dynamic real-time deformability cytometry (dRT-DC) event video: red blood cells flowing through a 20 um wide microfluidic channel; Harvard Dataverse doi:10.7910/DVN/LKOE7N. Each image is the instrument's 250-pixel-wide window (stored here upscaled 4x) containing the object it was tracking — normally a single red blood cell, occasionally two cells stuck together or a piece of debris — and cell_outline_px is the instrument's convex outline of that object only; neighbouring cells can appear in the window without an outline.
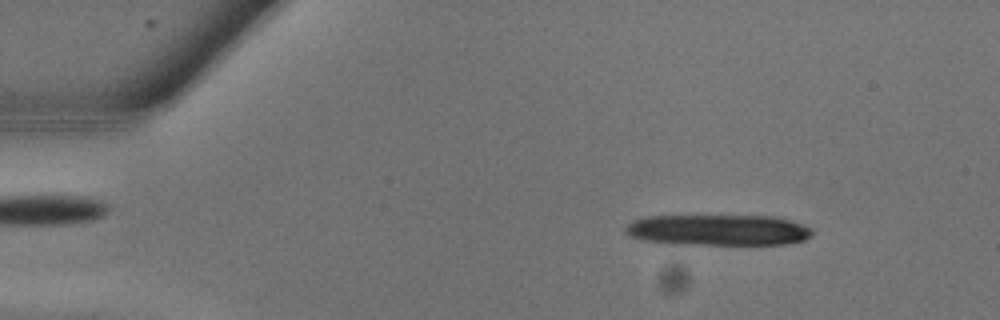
{"species": "common noctule bat (a hibernating species)", "species_latin": "Nyctalus noctula", "temperature_condition": "warm", "stored_images_in_passage": 17, "camera_frame_rate_fps": 3000, "um_per_image_px": 0.085, "animal": {"sex": "male", "body_mass_g": 13.3}, "frame": {"image": 1, "passage_image": 3, "time_ms": 0.667, "image_size_px": [1000, 320], "cell_outline_px": [[812, 236], [804, 240], [788, 244], [668, 244], [648, 240], [632, 236], [624, 232], [624, 228], [632, 220], [648, 216], [776, 216], [812, 228]], "centroid_in_image_um": [61.05, 19.55], "position_along_channel_um": 24.0, "area_um2": 33.64}}
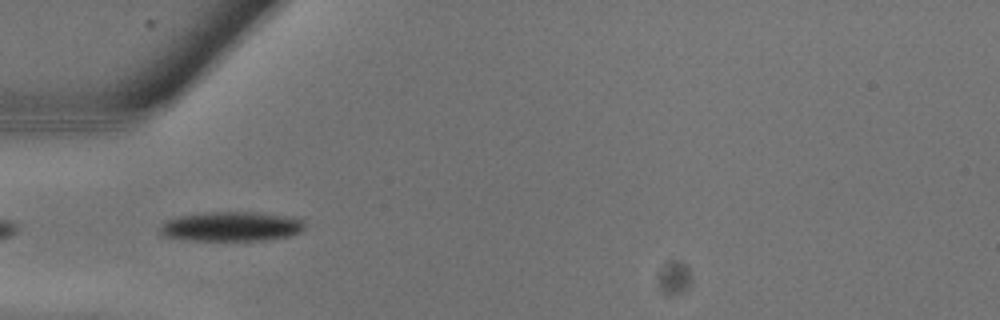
{"frame": {"image": 2, "passage_image": 8, "time_ms": 2.333, "image_size_px": [1000, 320], "cell_outline_px": [[304, 228], [300, 232], [292, 236], [268, 240], [180, 240], [164, 236], [156, 232], [160, 224], [168, 220], [180, 216], [204, 212], [256, 212], [284, 216], [300, 220], [304, 224]], "centroid_in_image_um": [19.58, 19.26], "position_along_channel_um": 65.4, "area_um2": 25.09}}
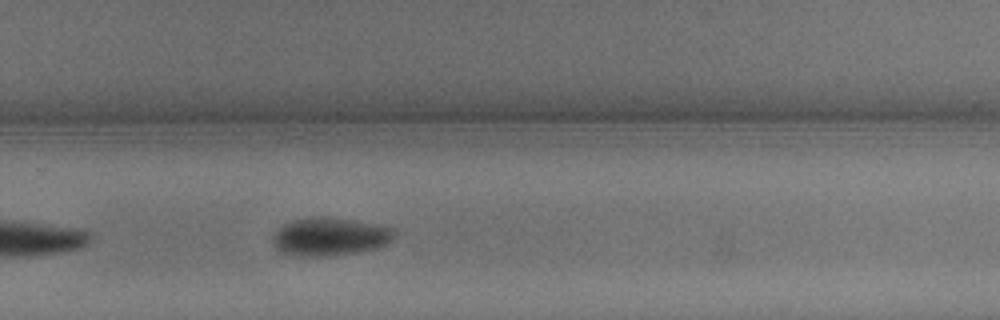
{"frame": {"image": 3, "passage_image": 17, "time_ms": 5.333, "image_size_px": [1000, 320], "cell_outline_px": [[396, 232], [392, 240], [388, 244], [380, 248], [360, 252], [324, 256], [292, 256], [280, 252], [276, 248], [272, 240], [272, 236], [284, 224], [292, 220], [312, 216], [320, 216], [352, 220], [396, 228]], "centroid_in_image_um": [28.06, 20.12], "position_along_channel_um": 301.7, "area_um2": 27.34}}